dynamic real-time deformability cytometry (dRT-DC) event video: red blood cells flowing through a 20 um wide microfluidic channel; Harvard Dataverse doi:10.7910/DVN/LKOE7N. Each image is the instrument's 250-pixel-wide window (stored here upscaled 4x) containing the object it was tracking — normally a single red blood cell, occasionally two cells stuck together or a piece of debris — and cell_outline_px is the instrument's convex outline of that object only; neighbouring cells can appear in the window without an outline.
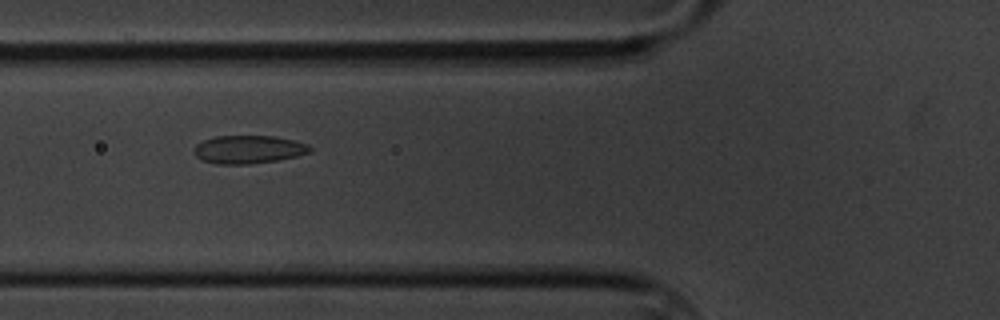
{"species": "common noctule bat (a hibernating species)", "species_latin": "Nyctalus noctula", "temperature_condition": "cold", "stored_images_in_passage": 5, "camera_frame_rate_fps": 3000, "um_per_image_px": 0.085, "animal": {"sex": "male", "body_mass_g": 20.1, "forearm_length_mm": 53.5}, "frame": {"image": 1, "passage_image": 4, "time_ms": 4.333, "image_size_px": [1000, 320], "cell_outline_px": [[312, 152], [296, 156], [276, 160], [252, 164], [216, 164], [204, 160], [196, 156], [192, 152], [196, 144], [204, 140], [216, 136], [276, 136], [308, 144], [312, 148]], "centroid_in_image_um": [21.12, 12.7], "position_along_channel_um": 104.7, "area_um2": 19.02}}
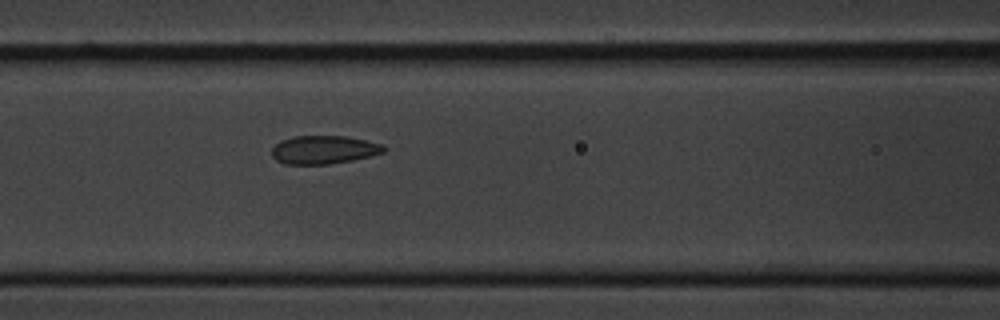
{"frame": {"image": 2, "passage_image": 5, "time_ms": 5.333, "image_size_px": [1000, 320], "cell_outline_px": [[384, 152], [372, 156], [352, 160], [328, 164], [284, 164], [276, 160], [272, 156], [272, 148], [280, 140], [292, 136], [344, 136], [384, 144]], "centroid_in_image_um": [27.5, 12.73], "position_along_channel_um": 139.1, "area_um2": 18.5}}